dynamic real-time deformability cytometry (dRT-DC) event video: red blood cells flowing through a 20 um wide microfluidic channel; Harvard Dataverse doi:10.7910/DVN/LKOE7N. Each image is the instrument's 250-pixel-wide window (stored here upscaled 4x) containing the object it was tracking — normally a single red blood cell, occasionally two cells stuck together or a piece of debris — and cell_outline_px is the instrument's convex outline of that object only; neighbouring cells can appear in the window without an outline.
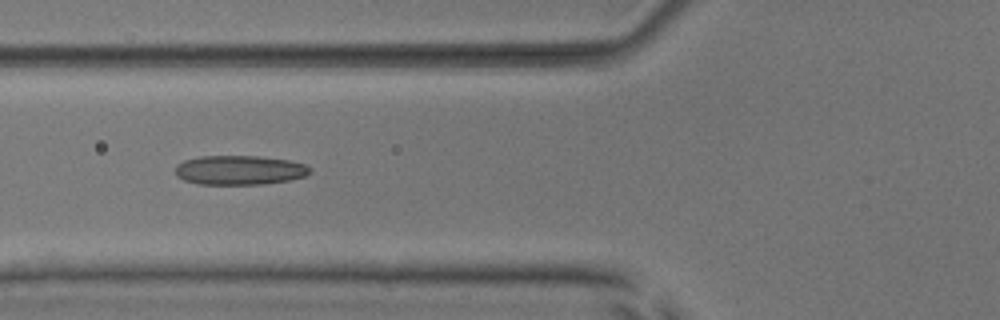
{"species": "common noctule bat (a hibernating species)", "species_latin": "Nyctalus noctula", "temperature_condition": "room temperature", "stored_images_in_passage": 25, "camera_frame_rate_fps": 3000, "um_per_image_px": 0.085, "animal": {"sex": "male", "body_mass_g": 17.9, "forearm_length_mm": 54.2}, "frame": {"image": 1, "passage_image": 21, "time_ms": 6.667, "image_size_px": [1000, 320], "cell_outline_px": [[312, 168], [304, 176], [288, 180], [264, 184], [196, 184], [184, 180], [176, 176], [176, 164], [184, 160], [200, 156], [260, 156], [288, 160], [304, 164]], "centroid_in_image_um": [20.32, 14.45], "position_along_channel_um": 105.5, "area_um2": 23.0}}
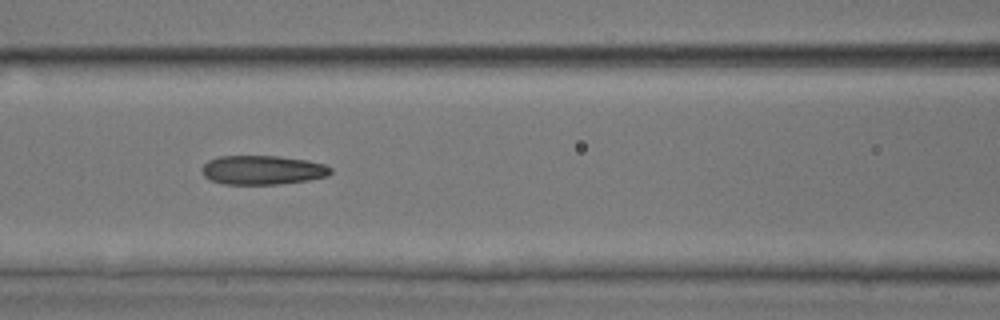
{"frame": {"image": 2, "passage_image": 24, "time_ms": 7.667, "image_size_px": [1000, 320], "cell_outline_px": [[332, 172], [328, 176], [308, 180], [276, 184], [224, 184], [212, 180], [204, 176], [204, 164], [208, 160], [220, 156], [280, 156], [308, 160], [324, 164], [332, 168]], "centroid_in_image_um": [22.36, 14.44], "position_along_channel_um": 144.2, "area_um2": 21.73}}